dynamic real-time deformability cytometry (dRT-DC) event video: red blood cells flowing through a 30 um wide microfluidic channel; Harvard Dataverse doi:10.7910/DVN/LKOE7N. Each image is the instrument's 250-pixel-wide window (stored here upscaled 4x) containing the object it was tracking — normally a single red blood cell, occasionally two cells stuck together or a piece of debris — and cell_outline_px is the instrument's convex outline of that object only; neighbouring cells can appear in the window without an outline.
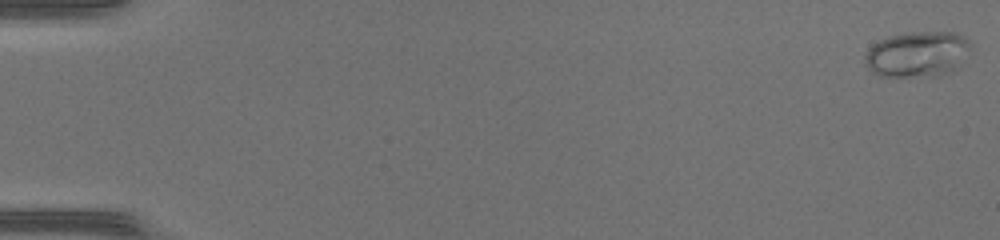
{"species": "common noctule bat (a hibernating species)", "species_latin": "Nyctalus noctula", "temperature_condition": "warm", "stored_images_in_passage": 49, "camera_frame_rate_fps": 3000, "um_per_image_px": 0.085, "animal": {"sex": "female", "body_mass_g": 17.0, "forearm_length_mm": 48.0}, "frame": {"image": 1, "passage_image": 1, "time_ms": 0.0, "image_size_px": [1000, 240], "cell_outline_px": [[972, 44], [960, 68], [952, 72], [940, 76], [880, 76], [872, 72], [868, 68], [864, 60], [864, 56], [868, 48], [872, 44], [888, 36], [908, 32], [956, 32], [964, 36]], "centroid_in_image_um": [78.01, 4.61], "position_along_channel_um": 7.0, "area_um2": 28.67}}
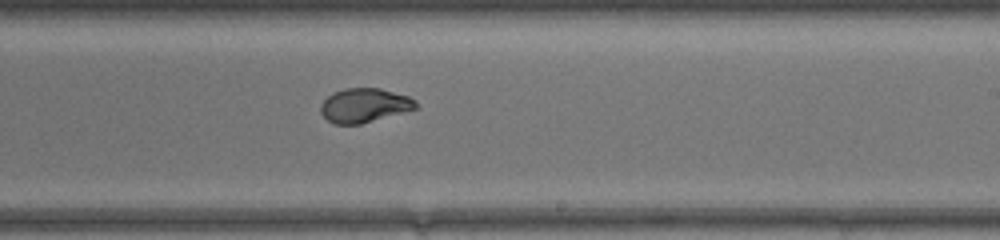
{"frame": {"image": 2, "passage_image": 31, "time_ms": 10.0, "image_size_px": [1000, 240], "cell_outline_px": [[420, 108], [360, 124], [336, 124], [328, 120], [320, 112], [320, 104], [332, 92], [344, 88], [380, 88], [408, 96], [416, 100]], "centroid_in_image_um": [30.99, 8.95], "position_along_channel_um": 258.0, "area_um2": 19.07}}
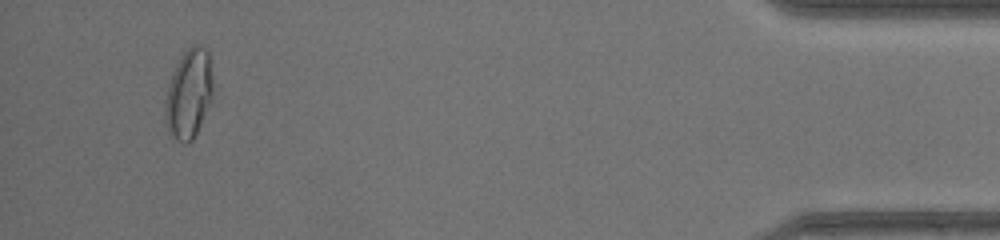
{"frame": {"image": 3, "passage_image": 47, "time_ms": 15.333, "image_size_px": [1000, 240], "cell_outline_px": [[212, 100], [192, 140], [188, 144], [184, 144], [176, 140], [168, 132], [164, 120], [164, 108], [168, 84], [172, 72], [180, 56], [192, 44], [196, 44], [208, 48], [212, 76]], "centroid_in_image_um": [16.03, 7.97], "position_along_channel_um": 419.2, "area_um2": 25.2}, "authors_computed_cell_mechanics": {"area_um2": 20.23, "velocity_mm_per_s": 4.3285, "shape_relaxation_time_tau1_ms": 6.5327, "shape_relaxation_time_tau2_ms": null, "deformation_change_tau1": 0.2279, "deformation_change_tau2": null}}